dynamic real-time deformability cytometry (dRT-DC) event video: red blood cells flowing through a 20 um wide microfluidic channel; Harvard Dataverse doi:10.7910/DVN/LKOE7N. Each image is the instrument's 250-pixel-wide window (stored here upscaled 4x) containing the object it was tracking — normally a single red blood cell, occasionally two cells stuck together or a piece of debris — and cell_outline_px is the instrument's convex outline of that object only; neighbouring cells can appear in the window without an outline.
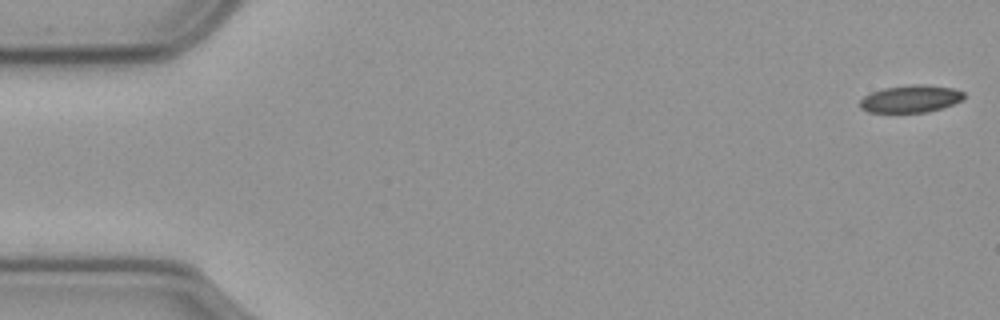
{"species": "common noctule bat (a hibernating species)", "species_latin": "Nyctalus noctula", "temperature_condition": "cold", "stored_images_in_passage": 57, "camera_frame_rate_fps": 3000, "um_per_image_px": 0.085, "animal": {"sex": "male", "body_mass_g": 23.1, "forearm_length_mm": 52.7}, "frame": {"image": 1, "passage_image": 1, "time_ms": 0.0, "image_size_px": [1000, 320], "cell_outline_px": [[964, 100], [928, 112], [868, 112], [860, 108], [860, 100], [864, 96], [872, 92], [884, 88], [912, 84], [928, 84], [952, 88], [964, 92]], "centroid_in_image_um": [77.41, 8.39], "position_along_channel_um": 7.6, "area_um2": 16.59}}
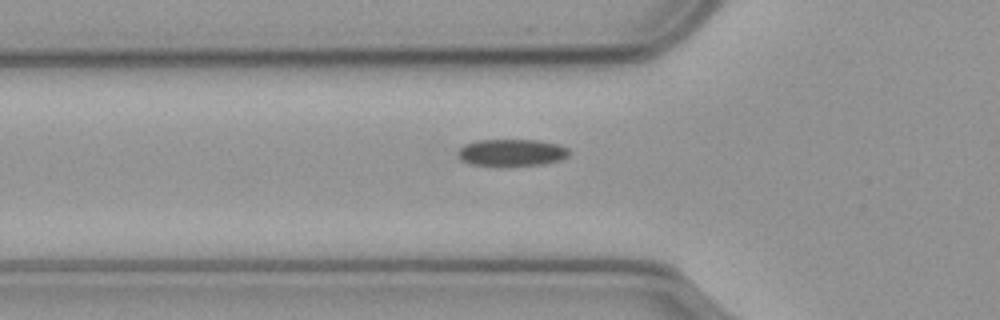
{"frame": {"image": 2, "passage_image": 19, "time_ms": 6.0, "image_size_px": [1000, 320], "cell_outline_px": [[572, 152], [568, 156], [560, 160], [544, 164], [468, 164], [460, 160], [456, 156], [456, 152], [464, 144], [476, 140], [540, 140], [560, 144], [568, 148]], "centroid_in_image_um": [43.5, 12.94], "position_along_channel_um": 82.3, "area_um2": 17.4}}
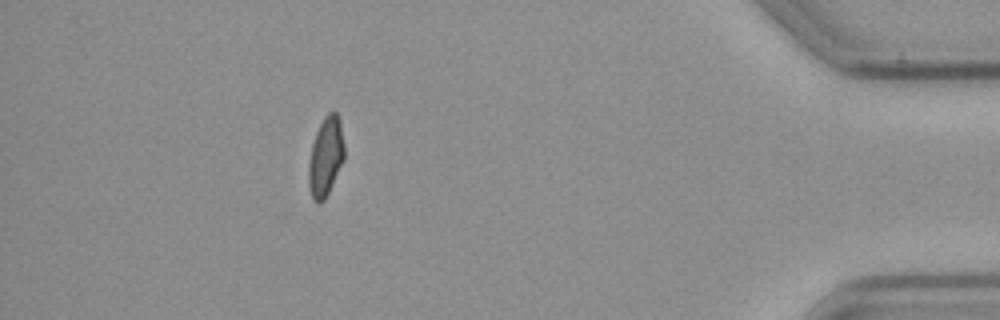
{"frame": {"image": 3, "passage_image": 51, "time_ms": 16.667, "image_size_px": [1000, 320], "cell_outline_px": [[344, 160], [324, 200], [320, 204], [316, 204], [312, 200], [308, 184], [308, 164], [312, 144], [316, 132], [324, 116], [332, 108], [336, 112], [340, 120], [344, 144]], "centroid_in_image_um": [27.67, 13.31], "position_along_channel_um": 407.5, "area_um2": 16.7}}